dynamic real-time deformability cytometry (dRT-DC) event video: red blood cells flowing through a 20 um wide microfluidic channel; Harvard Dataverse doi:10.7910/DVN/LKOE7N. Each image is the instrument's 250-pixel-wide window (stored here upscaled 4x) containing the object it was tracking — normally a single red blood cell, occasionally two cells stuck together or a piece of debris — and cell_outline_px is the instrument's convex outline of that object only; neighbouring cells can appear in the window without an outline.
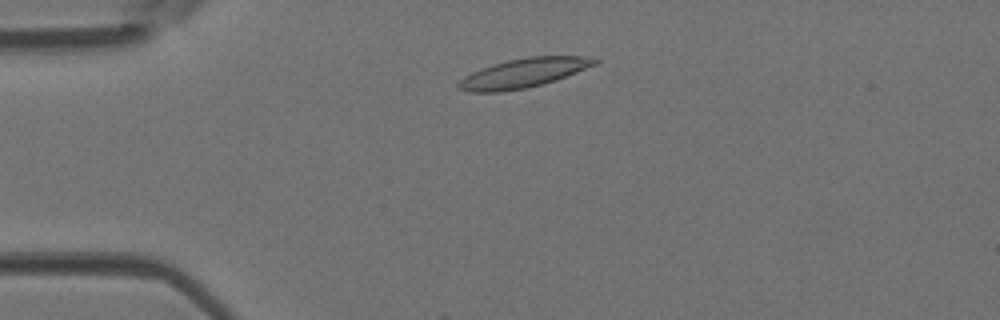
{"species": "Egyptian fruit bat (a non-hibernating species)", "species_latin": "Rousettus aegyptiacus", "temperature_condition": "room temperature", "stored_images_in_passage": 17, "camera_frame_rate_fps": 3000, "um_per_image_px": 0.085, "animal": {"sex": "female"}, "frame": {"image": 1, "passage_image": 6, "time_ms": 1.667, "image_size_px": [1000, 320], "cell_outline_px": [[600, 60], [596, 64], [556, 80], [524, 88], [500, 92], [468, 92], [456, 88], [456, 84], [464, 76], [472, 72], [492, 64], [508, 60], [528, 56], [584, 56]], "centroid_in_image_um": [44.45, 6.21], "position_along_channel_um": 40.6, "area_um2": 23.06}}
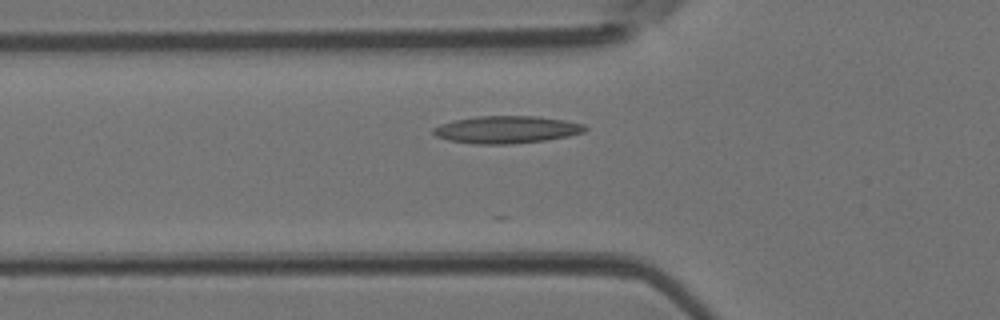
{"frame": {"image": 2, "passage_image": 11, "time_ms": 3.333, "image_size_px": [1000, 320], "cell_outline_px": [[588, 128], [584, 132], [568, 136], [544, 140], [512, 144], [472, 144], [448, 140], [436, 136], [432, 132], [432, 128], [440, 124], [456, 120], [476, 116], [536, 116], [564, 120], [584, 124]], "centroid_in_image_um": [43.04, 11.02], "position_along_channel_um": 82.8, "area_um2": 24.22}}
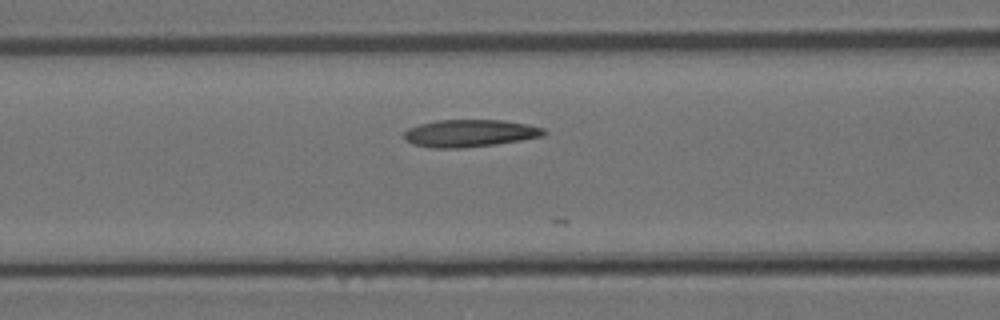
{"frame": {"image": 3, "passage_image": 14, "time_ms": 4.333, "image_size_px": [1000, 320], "cell_outline_px": [[548, 132], [544, 136], [496, 144], [460, 148], [428, 148], [412, 144], [404, 140], [404, 132], [408, 128], [420, 124], [436, 120], [504, 120], [528, 124], [544, 128]], "centroid_in_image_um": [39.92, 11.32], "position_along_channel_um": 126.7, "area_um2": 22.48}}